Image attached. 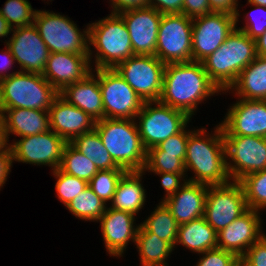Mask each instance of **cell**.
Masks as SVG:
<instances>
[{
  "mask_svg": "<svg viewBox=\"0 0 266 266\" xmlns=\"http://www.w3.org/2000/svg\"><path fill=\"white\" fill-rule=\"evenodd\" d=\"M58 95L42 74L19 71L0 81V109L49 110Z\"/></svg>",
  "mask_w": 266,
  "mask_h": 266,
  "instance_id": "cell-6",
  "label": "cell"
},
{
  "mask_svg": "<svg viewBox=\"0 0 266 266\" xmlns=\"http://www.w3.org/2000/svg\"><path fill=\"white\" fill-rule=\"evenodd\" d=\"M165 64L155 55H133L114 69L144 102L160 99Z\"/></svg>",
  "mask_w": 266,
  "mask_h": 266,
  "instance_id": "cell-10",
  "label": "cell"
},
{
  "mask_svg": "<svg viewBox=\"0 0 266 266\" xmlns=\"http://www.w3.org/2000/svg\"><path fill=\"white\" fill-rule=\"evenodd\" d=\"M135 245L140 256L142 266L167 264L165 260L174 248L167 242L149 233L140 224L137 230Z\"/></svg>",
  "mask_w": 266,
  "mask_h": 266,
  "instance_id": "cell-29",
  "label": "cell"
},
{
  "mask_svg": "<svg viewBox=\"0 0 266 266\" xmlns=\"http://www.w3.org/2000/svg\"><path fill=\"white\" fill-rule=\"evenodd\" d=\"M50 130L67 143L81 134L93 131L96 120L80 108L70 104L60 94L48 110Z\"/></svg>",
  "mask_w": 266,
  "mask_h": 266,
  "instance_id": "cell-21",
  "label": "cell"
},
{
  "mask_svg": "<svg viewBox=\"0 0 266 266\" xmlns=\"http://www.w3.org/2000/svg\"><path fill=\"white\" fill-rule=\"evenodd\" d=\"M125 172L124 168L99 170L88 182V187L106 204L112 201L117 183Z\"/></svg>",
  "mask_w": 266,
  "mask_h": 266,
  "instance_id": "cell-35",
  "label": "cell"
},
{
  "mask_svg": "<svg viewBox=\"0 0 266 266\" xmlns=\"http://www.w3.org/2000/svg\"><path fill=\"white\" fill-rule=\"evenodd\" d=\"M248 4H256L263 7H266V0H247Z\"/></svg>",
  "mask_w": 266,
  "mask_h": 266,
  "instance_id": "cell-53",
  "label": "cell"
},
{
  "mask_svg": "<svg viewBox=\"0 0 266 266\" xmlns=\"http://www.w3.org/2000/svg\"><path fill=\"white\" fill-rule=\"evenodd\" d=\"M211 12H222L236 15V25L240 16L238 8V0H208Z\"/></svg>",
  "mask_w": 266,
  "mask_h": 266,
  "instance_id": "cell-46",
  "label": "cell"
},
{
  "mask_svg": "<svg viewBox=\"0 0 266 266\" xmlns=\"http://www.w3.org/2000/svg\"><path fill=\"white\" fill-rule=\"evenodd\" d=\"M5 50L1 51L0 56H3L2 59L0 57V81L6 78H9L11 75L19 72V71H15L12 73H8L7 70L9 68H11V66L16 63L15 58L12 56V53L10 51V49L8 48L7 44L5 46ZM6 74H5V73ZM8 73V74H7Z\"/></svg>",
  "mask_w": 266,
  "mask_h": 266,
  "instance_id": "cell-49",
  "label": "cell"
},
{
  "mask_svg": "<svg viewBox=\"0 0 266 266\" xmlns=\"http://www.w3.org/2000/svg\"><path fill=\"white\" fill-rule=\"evenodd\" d=\"M36 10L28 0H7L0 14L13 29L33 24Z\"/></svg>",
  "mask_w": 266,
  "mask_h": 266,
  "instance_id": "cell-36",
  "label": "cell"
},
{
  "mask_svg": "<svg viewBox=\"0 0 266 266\" xmlns=\"http://www.w3.org/2000/svg\"><path fill=\"white\" fill-rule=\"evenodd\" d=\"M220 125L223 136L266 138V100L238 98Z\"/></svg>",
  "mask_w": 266,
  "mask_h": 266,
  "instance_id": "cell-17",
  "label": "cell"
},
{
  "mask_svg": "<svg viewBox=\"0 0 266 266\" xmlns=\"http://www.w3.org/2000/svg\"><path fill=\"white\" fill-rule=\"evenodd\" d=\"M95 130L113 161L126 171H143L147 150L139 135L136 119L104 118Z\"/></svg>",
  "mask_w": 266,
  "mask_h": 266,
  "instance_id": "cell-4",
  "label": "cell"
},
{
  "mask_svg": "<svg viewBox=\"0 0 266 266\" xmlns=\"http://www.w3.org/2000/svg\"><path fill=\"white\" fill-rule=\"evenodd\" d=\"M148 266H168V264L148 265Z\"/></svg>",
  "mask_w": 266,
  "mask_h": 266,
  "instance_id": "cell-54",
  "label": "cell"
},
{
  "mask_svg": "<svg viewBox=\"0 0 266 266\" xmlns=\"http://www.w3.org/2000/svg\"><path fill=\"white\" fill-rule=\"evenodd\" d=\"M248 209L240 181L208 185L204 217L218 233Z\"/></svg>",
  "mask_w": 266,
  "mask_h": 266,
  "instance_id": "cell-11",
  "label": "cell"
},
{
  "mask_svg": "<svg viewBox=\"0 0 266 266\" xmlns=\"http://www.w3.org/2000/svg\"><path fill=\"white\" fill-rule=\"evenodd\" d=\"M98 221L104 246L111 256H123L128 242H136L139 225H134L135 215L132 213L107 207Z\"/></svg>",
  "mask_w": 266,
  "mask_h": 266,
  "instance_id": "cell-22",
  "label": "cell"
},
{
  "mask_svg": "<svg viewBox=\"0 0 266 266\" xmlns=\"http://www.w3.org/2000/svg\"><path fill=\"white\" fill-rule=\"evenodd\" d=\"M211 13L208 0H183V14L193 19Z\"/></svg>",
  "mask_w": 266,
  "mask_h": 266,
  "instance_id": "cell-44",
  "label": "cell"
},
{
  "mask_svg": "<svg viewBox=\"0 0 266 266\" xmlns=\"http://www.w3.org/2000/svg\"><path fill=\"white\" fill-rule=\"evenodd\" d=\"M256 54L261 57H266V31L255 39Z\"/></svg>",
  "mask_w": 266,
  "mask_h": 266,
  "instance_id": "cell-51",
  "label": "cell"
},
{
  "mask_svg": "<svg viewBox=\"0 0 266 266\" xmlns=\"http://www.w3.org/2000/svg\"><path fill=\"white\" fill-rule=\"evenodd\" d=\"M135 119L139 120L136 123L146 150L179 133L191 120L185 112L159 101L144 102Z\"/></svg>",
  "mask_w": 266,
  "mask_h": 266,
  "instance_id": "cell-8",
  "label": "cell"
},
{
  "mask_svg": "<svg viewBox=\"0 0 266 266\" xmlns=\"http://www.w3.org/2000/svg\"><path fill=\"white\" fill-rule=\"evenodd\" d=\"M214 128V133H207L205 128L189 133L186 158V172L192 170L194 177L187 181L218 185L229 182L230 177L226 167V150L220 123Z\"/></svg>",
  "mask_w": 266,
  "mask_h": 266,
  "instance_id": "cell-2",
  "label": "cell"
},
{
  "mask_svg": "<svg viewBox=\"0 0 266 266\" xmlns=\"http://www.w3.org/2000/svg\"><path fill=\"white\" fill-rule=\"evenodd\" d=\"M123 18L135 55H155L162 14L152 7L125 10Z\"/></svg>",
  "mask_w": 266,
  "mask_h": 266,
  "instance_id": "cell-18",
  "label": "cell"
},
{
  "mask_svg": "<svg viewBox=\"0 0 266 266\" xmlns=\"http://www.w3.org/2000/svg\"><path fill=\"white\" fill-rule=\"evenodd\" d=\"M236 28V15L211 12L192 19V61L202 62Z\"/></svg>",
  "mask_w": 266,
  "mask_h": 266,
  "instance_id": "cell-14",
  "label": "cell"
},
{
  "mask_svg": "<svg viewBox=\"0 0 266 266\" xmlns=\"http://www.w3.org/2000/svg\"><path fill=\"white\" fill-rule=\"evenodd\" d=\"M143 171L185 173L184 161L170 154H146Z\"/></svg>",
  "mask_w": 266,
  "mask_h": 266,
  "instance_id": "cell-38",
  "label": "cell"
},
{
  "mask_svg": "<svg viewBox=\"0 0 266 266\" xmlns=\"http://www.w3.org/2000/svg\"><path fill=\"white\" fill-rule=\"evenodd\" d=\"M3 115L7 137L32 136L50 130L48 110L25 108L0 109Z\"/></svg>",
  "mask_w": 266,
  "mask_h": 266,
  "instance_id": "cell-25",
  "label": "cell"
},
{
  "mask_svg": "<svg viewBox=\"0 0 266 266\" xmlns=\"http://www.w3.org/2000/svg\"><path fill=\"white\" fill-rule=\"evenodd\" d=\"M140 225L149 233L167 241L173 248L176 247L179 224L164 202L161 201L151 215Z\"/></svg>",
  "mask_w": 266,
  "mask_h": 266,
  "instance_id": "cell-31",
  "label": "cell"
},
{
  "mask_svg": "<svg viewBox=\"0 0 266 266\" xmlns=\"http://www.w3.org/2000/svg\"><path fill=\"white\" fill-rule=\"evenodd\" d=\"M111 13L119 14L125 10L148 7V0H110Z\"/></svg>",
  "mask_w": 266,
  "mask_h": 266,
  "instance_id": "cell-47",
  "label": "cell"
},
{
  "mask_svg": "<svg viewBox=\"0 0 266 266\" xmlns=\"http://www.w3.org/2000/svg\"><path fill=\"white\" fill-rule=\"evenodd\" d=\"M223 137L226 167L231 180L240 181L246 175L266 168V138L257 136Z\"/></svg>",
  "mask_w": 266,
  "mask_h": 266,
  "instance_id": "cell-13",
  "label": "cell"
},
{
  "mask_svg": "<svg viewBox=\"0 0 266 266\" xmlns=\"http://www.w3.org/2000/svg\"><path fill=\"white\" fill-rule=\"evenodd\" d=\"M260 212L248 208L217 234V248L234 253L239 259L265 233H262Z\"/></svg>",
  "mask_w": 266,
  "mask_h": 266,
  "instance_id": "cell-19",
  "label": "cell"
},
{
  "mask_svg": "<svg viewBox=\"0 0 266 266\" xmlns=\"http://www.w3.org/2000/svg\"><path fill=\"white\" fill-rule=\"evenodd\" d=\"M104 118L135 119L143 107L142 98L115 69H97Z\"/></svg>",
  "mask_w": 266,
  "mask_h": 266,
  "instance_id": "cell-12",
  "label": "cell"
},
{
  "mask_svg": "<svg viewBox=\"0 0 266 266\" xmlns=\"http://www.w3.org/2000/svg\"><path fill=\"white\" fill-rule=\"evenodd\" d=\"M12 28L9 26L4 17L0 14V37H8L7 35L11 33Z\"/></svg>",
  "mask_w": 266,
  "mask_h": 266,
  "instance_id": "cell-52",
  "label": "cell"
},
{
  "mask_svg": "<svg viewBox=\"0 0 266 266\" xmlns=\"http://www.w3.org/2000/svg\"><path fill=\"white\" fill-rule=\"evenodd\" d=\"M241 99L266 100V57L256 58L239 74L229 88Z\"/></svg>",
  "mask_w": 266,
  "mask_h": 266,
  "instance_id": "cell-27",
  "label": "cell"
},
{
  "mask_svg": "<svg viewBox=\"0 0 266 266\" xmlns=\"http://www.w3.org/2000/svg\"><path fill=\"white\" fill-rule=\"evenodd\" d=\"M148 7L161 14L183 13V0H148Z\"/></svg>",
  "mask_w": 266,
  "mask_h": 266,
  "instance_id": "cell-45",
  "label": "cell"
},
{
  "mask_svg": "<svg viewBox=\"0 0 266 266\" xmlns=\"http://www.w3.org/2000/svg\"><path fill=\"white\" fill-rule=\"evenodd\" d=\"M59 169L69 175L85 180L87 183L99 171L94 163L70 143H67L64 147Z\"/></svg>",
  "mask_w": 266,
  "mask_h": 266,
  "instance_id": "cell-32",
  "label": "cell"
},
{
  "mask_svg": "<svg viewBox=\"0 0 266 266\" xmlns=\"http://www.w3.org/2000/svg\"><path fill=\"white\" fill-rule=\"evenodd\" d=\"M11 32L12 37L4 43L20 65L19 71L42 74L50 52L34 23L13 28Z\"/></svg>",
  "mask_w": 266,
  "mask_h": 266,
  "instance_id": "cell-16",
  "label": "cell"
},
{
  "mask_svg": "<svg viewBox=\"0 0 266 266\" xmlns=\"http://www.w3.org/2000/svg\"><path fill=\"white\" fill-rule=\"evenodd\" d=\"M89 59L95 47V69H114L134 54L128 28L119 14H109L98 22L88 24ZM92 55V56H91Z\"/></svg>",
  "mask_w": 266,
  "mask_h": 266,
  "instance_id": "cell-5",
  "label": "cell"
},
{
  "mask_svg": "<svg viewBox=\"0 0 266 266\" xmlns=\"http://www.w3.org/2000/svg\"><path fill=\"white\" fill-rule=\"evenodd\" d=\"M89 54L50 53L42 76L58 91L83 80L92 70Z\"/></svg>",
  "mask_w": 266,
  "mask_h": 266,
  "instance_id": "cell-20",
  "label": "cell"
},
{
  "mask_svg": "<svg viewBox=\"0 0 266 266\" xmlns=\"http://www.w3.org/2000/svg\"><path fill=\"white\" fill-rule=\"evenodd\" d=\"M53 175L57 179L55 190L58 199L65 207L88 187V183L85 180L69 175L59 168L53 170Z\"/></svg>",
  "mask_w": 266,
  "mask_h": 266,
  "instance_id": "cell-37",
  "label": "cell"
},
{
  "mask_svg": "<svg viewBox=\"0 0 266 266\" xmlns=\"http://www.w3.org/2000/svg\"><path fill=\"white\" fill-rule=\"evenodd\" d=\"M250 5L254 6V10L252 9L250 11L251 13L250 12L246 13L247 14L245 16L246 21H247L246 25L244 27H239V28L236 26V28L243 31L251 39L255 40L261 35H263V33L266 31V7L256 5V4H250ZM256 11L258 12V14L260 12L259 15H261L260 16L261 19L257 15V13H255ZM252 14L253 15L256 14V16L258 17L255 18L256 16L255 15L253 16Z\"/></svg>",
  "mask_w": 266,
  "mask_h": 266,
  "instance_id": "cell-40",
  "label": "cell"
},
{
  "mask_svg": "<svg viewBox=\"0 0 266 266\" xmlns=\"http://www.w3.org/2000/svg\"><path fill=\"white\" fill-rule=\"evenodd\" d=\"M144 174V171H126L117 183L110 208L136 216L146 201V191L141 183Z\"/></svg>",
  "mask_w": 266,
  "mask_h": 266,
  "instance_id": "cell-26",
  "label": "cell"
},
{
  "mask_svg": "<svg viewBox=\"0 0 266 266\" xmlns=\"http://www.w3.org/2000/svg\"><path fill=\"white\" fill-rule=\"evenodd\" d=\"M89 187L79 193L66 208L79 219L97 221L104 214L107 206Z\"/></svg>",
  "mask_w": 266,
  "mask_h": 266,
  "instance_id": "cell-33",
  "label": "cell"
},
{
  "mask_svg": "<svg viewBox=\"0 0 266 266\" xmlns=\"http://www.w3.org/2000/svg\"><path fill=\"white\" fill-rule=\"evenodd\" d=\"M196 266H240V259L232 252L215 248L205 251Z\"/></svg>",
  "mask_w": 266,
  "mask_h": 266,
  "instance_id": "cell-41",
  "label": "cell"
},
{
  "mask_svg": "<svg viewBox=\"0 0 266 266\" xmlns=\"http://www.w3.org/2000/svg\"><path fill=\"white\" fill-rule=\"evenodd\" d=\"M208 185L186 181L181 189L163 202L177 223L184 224L203 217Z\"/></svg>",
  "mask_w": 266,
  "mask_h": 266,
  "instance_id": "cell-23",
  "label": "cell"
},
{
  "mask_svg": "<svg viewBox=\"0 0 266 266\" xmlns=\"http://www.w3.org/2000/svg\"><path fill=\"white\" fill-rule=\"evenodd\" d=\"M255 40L235 28L225 42L202 61L211 81L223 91L236 82L240 72L256 58Z\"/></svg>",
  "mask_w": 266,
  "mask_h": 266,
  "instance_id": "cell-3",
  "label": "cell"
},
{
  "mask_svg": "<svg viewBox=\"0 0 266 266\" xmlns=\"http://www.w3.org/2000/svg\"><path fill=\"white\" fill-rule=\"evenodd\" d=\"M13 163L12 151H0V189L7 181V176L11 172Z\"/></svg>",
  "mask_w": 266,
  "mask_h": 266,
  "instance_id": "cell-48",
  "label": "cell"
},
{
  "mask_svg": "<svg viewBox=\"0 0 266 266\" xmlns=\"http://www.w3.org/2000/svg\"><path fill=\"white\" fill-rule=\"evenodd\" d=\"M13 143V144H12ZM10 144L13 161L33 165H47L56 170L62 160L67 142L52 130L32 136L20 137Z\"/></svg>",
  "mask_w": 266,
  "mask_h": 266,
  "instance_id": "cell-15",
  "label": "cell"
},
{
  "mask_svg": "<svg viewBox=\"0 0 266 266\" xmlns=\"http://www.w3.org/2000/svg\"><path fill=\"white\" fill-rule=\"evenodd\" d=\"M187 125L177 134L160 142L157 146L147 150V154H170L185 161L188 136L191 131L186 130Z\"/></svg>",
  "mask_w": 266,
  "mask_h": 266,
  "instance_id": "cell-39",
  "label": "cell"
},
{
  "mask_svg": "<svg viewBox=\"0 0 266 266\" xmlns=\"http://www.w3.org/2000/svg\"><path fill=\"white\" fill-rule=\"evenodd\" d=\"M33 23L50 53L89 54L88 25L81 32L68 16L46 10H36Z\"/></svg>",
  "mask_w": 266,
  "mask_h": 266,
  "instance_id": "cell-7",
  "label": "cell"
},
{
  "mask_svg": "<svg viewBox=\"0 0 266 266\" xmlns=\"http://www.w3.org/2000/svg\"><path fill=\"white\" fill-rule=\"evenodd\" d=\"M221 92L211 81L202 62L165 64L159 102L185 112L190 118L197 105Z\"/></svg>",
  "mask_w": 266,
  "mask_h": 266,
  "instance_id": "cell-1",
  "label": "cell"
},
{
  "mask_svg": "<svg viewBox=\"0 0 266 266\" xmlns=\"http://www.w3.org/2000/svg\"><path fill=\"white\" fill-rule=\"evenodd\" d=\"M7 137L5 122L2 113L0 112V151H12Z\"/></svg>",
  "mask_w": 266,
  "mask_h": 266,
  "instance_id": "cell-50",
  "label": "cell"
},
{
  "mask_svg": "<svg viewBox=\"0 0 266 266\" xmlns=\"http://www.w3.org/2000/svg\"><path fill=\"white\" fill-rule=\"evenodd\" d=\"M155 56L164 64L192 61V19L183 13L162 14Z\"/></svg>",
  "mask_w": 266,
  "mask_h": 266,
  "instance_id": "cell-9",
  "label": "cell"
},
{
  "mask_svg": "<svg viewBox=\"0 0 266 266\" xmlns=\"http://www.w3.org/2000/svg\"><path fill=\"white\" fill-rule=\"evenodd\" d=\"M240 266H266V235H263L240 258Z\"/></svg>",
  "mask_w": 266,
  "mask_h": 266,
  "instance_id": "cell-42",
  "label": "cell"
},
{
  "mask_svg": "<svg viewBox=\"0 0 266 266\" xmlns=\"http://www.w3.org/2000/svg\"><path fill=\"white\" fill-rule=\"evenodd\" d=\"M161 177V185L165 189L166 196H164V199H161L162 202L174 195L176 192H178L181 187L184 185V183L187 181L183 178H185V174L187 173H171V172H153ZM181 181V182H180ZM182 181H184L182 183ZM181 183V184H180Z\"/></svg>",
  "mask_w": 266,
  "mask_h": 266,
  "instance_id": "cell-43",
  "label": "cell"
},
{
  "mask_svg": "<svg viewBox=\"0 0 266 266\" xmlns=\"http://www.w3.org/2000/svg\"><path fill=\"white\" fill-rule=\"evenodd\" d=\"M247 207L256 211L266 208V168L253 172L240 180Z\"/></svg>",
  "mask_w": 266,
  "mask_h": 266,
  "instance_id": "cell-34",
  "label": "cell"
},
{
  "mask_svg": "<svg viewBox=\"0 0 266 266\" xmlns=\"http://www.w3.org/2000/svg\"><path fill=\"white\" fill-rule=\"evenodd\" d=\"M70 144L94 163L98 170L121 168L113 161L95 129L75 137Z\"/></svg>",
  "mask_w": 266,
  "mask_h": 266,
  "instance_id": "cell-30",
  "label": "cell"
},
{
  "mask_svg": "<svg viewBox=\"0 0 266 266\" xmlns=\"http://www.w3.org/2000/svg\"><path fill=\"white\" fill-rule=\"evenodd\" d=\"M217 236L203 216L179 225L176 244L200 254L217 248Z\"/></svg>",
  "mask_w": 266,
  "mask_h": 266,
  "instance_id": "cell-28",
  "label": "cell"
},
{
  "mask_svg": "<svg viewBox=\"0 0 266 266\" xmlns=\"http://www.w3.org/2000/svg\"><path fill=\"white\" fill-rule=\"evenodd\" d=\"M93 72H96V75L91 72L83 80L67 85L59 94L98 121L104 119V108L97 69Z\"/></svg>",
  "mask_w": 266,
  "mask_h": 266,
  "instance_id": "cell-24",
  "label": "cell"
}]
</instances>
